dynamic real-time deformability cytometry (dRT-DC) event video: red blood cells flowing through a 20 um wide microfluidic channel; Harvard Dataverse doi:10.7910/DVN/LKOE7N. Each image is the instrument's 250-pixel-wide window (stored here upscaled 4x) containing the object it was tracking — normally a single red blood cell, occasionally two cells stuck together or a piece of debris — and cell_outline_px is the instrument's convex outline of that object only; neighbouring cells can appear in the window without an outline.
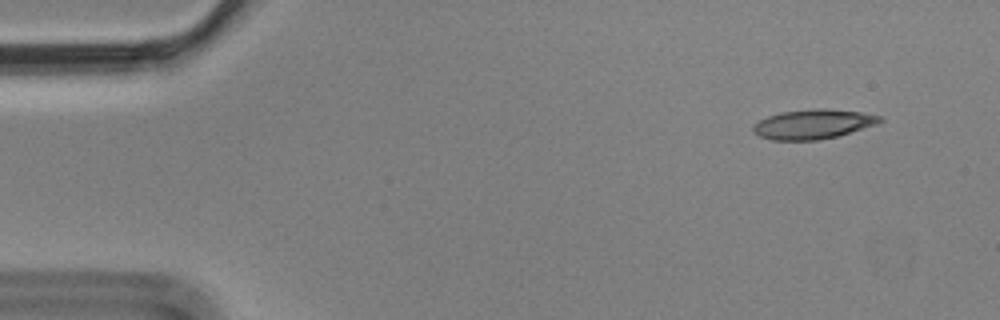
{"species": "Egyptian fruit bat (a non-hibernating species)", "species_latin": "Rousettus aegyptiacus", "temperature_condition": "cold", "stored_images_in_passage": 10, "camera_frame_rate_fps": 3000, "um_per_image_px": 0.085, "animal": {"sex": "male"}, "frame": {"image": 1, "passage_image": 1, "time_ms": 0.0, "image_size_px": [1000, 320], "cell_outline_px": [[884, 120], [876, 124], [836, 136], [816, 140], [772, 140], [760, 136], [752, 132], [752, 128], [760, 120], [768, 116], [780, 112], [816, 108], [820, 108], [860, 112], [880, 116]], "centroid_in_image_um": [69.08, 10.55], "position_along_channel_um": 15.9, "area_um2": 21.5}}
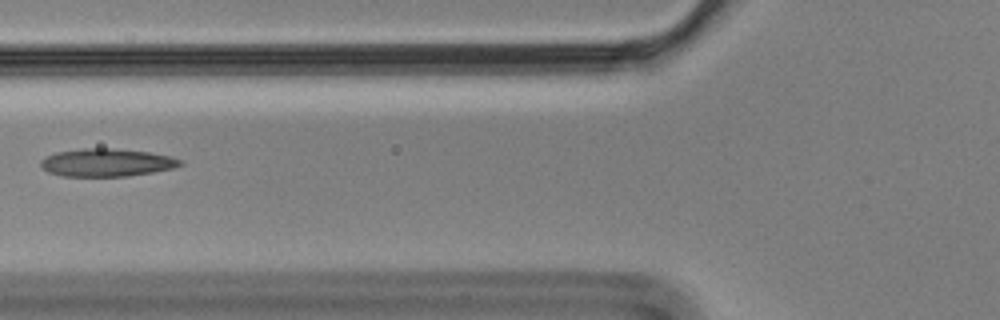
{"frame": {"image": 2, "passage_image": 5, "time_ms": 1.333, "image_size_px": [1000, 320], "cell_outline_px": [[184, 164], [172, 168], [152, 172], [128, 176], [60, 176], [48, 172], [40, 164], [40, 160], [44, 156], [56, 152], [84, 148], [116, 148], [148, 152], [168, 156], [180, 160]], "centroid_in_image_um": [9.02, 13.81], "position_along_channel_um": 116.8, "area_um2": 22.6}}
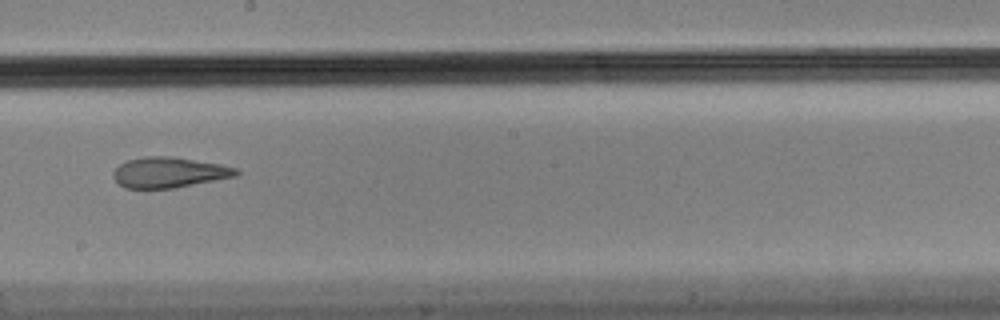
{"frame": {"image": 3, "passage_image": 8, "time_ms": 2.333, "image_size_px": [1000, 320], "cell_outline_px": [[240, 172], [236, 176], [176, 188], [124, 188], [112, 176], [112, 172], [120, 164], [128, 160], [144, 156], [172, 156], [220, 164], [240, 168]], "centroid_in_image_um": [14.4, 14.65], "position_along_channel_um": 233.8, "area_um2": 21.96}}